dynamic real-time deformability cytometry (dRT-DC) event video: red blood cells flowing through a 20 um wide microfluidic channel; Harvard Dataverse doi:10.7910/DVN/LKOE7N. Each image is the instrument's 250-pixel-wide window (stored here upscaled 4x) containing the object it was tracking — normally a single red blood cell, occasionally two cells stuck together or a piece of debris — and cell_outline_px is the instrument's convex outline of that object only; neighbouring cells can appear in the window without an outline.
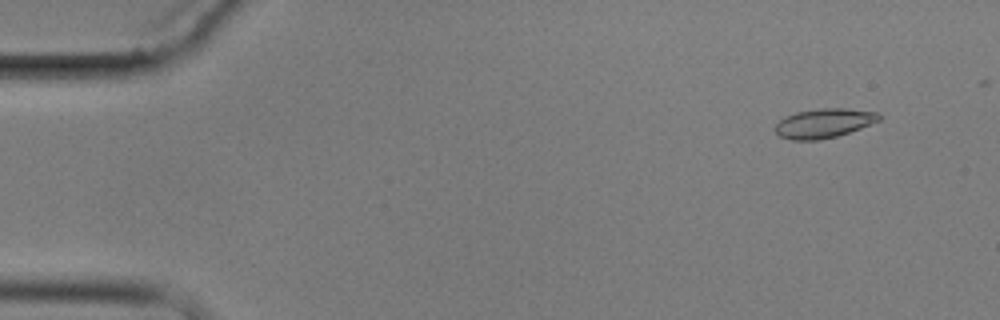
{"species": "common noctule bat (a hibernating species)", "species_latin": "Nyctalus noctula", "temperature_condition": "cold", "stored_images_in_passage": 8, "camera_frame_rate_fps": 3000, "um_per_image_px": 0.085, "animal": {"sex": "male", "body_mass_g": 17.9}, "frame": {"image": 1, "passage_image": 2, "time_ms": 1.0, "image_size_px": [1000, 320], "cell_outline_px": [[880, 120], [860, 128], [836, 136], [816, 140], [792, 140], [780, 136], [776, 132], [776, 124], [784, 116], [796, 112], [820, 108], [844, 108], [880, 112]], "centroid_in_image_um": [70.03, 10.46], "position_along_channel_um": 15.0, "area_um2": 17.63}}
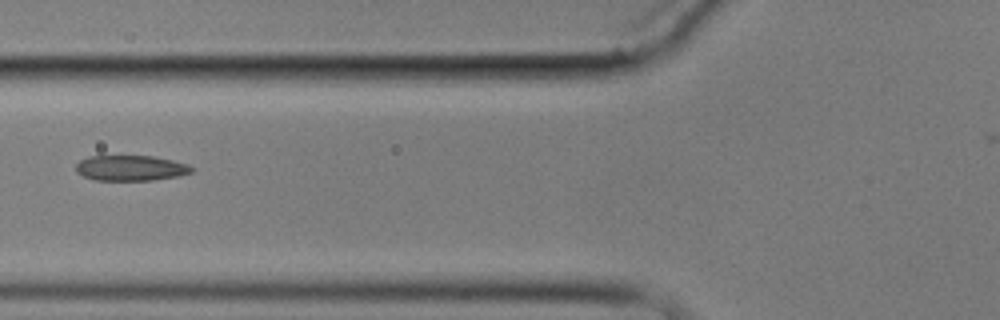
{"frame": {"image": 2, "passage_image": 7, "time_ms": 7.0, "image_size_px": [1000, 320], "cell_outline_px": [[196, 168], [192, 172], [180, 176], [152, 180], [96, 180], [84, 176], [76, 172], [76, 164], [80, 160], [88, 156], [152, 156], [172, 160], [188, 164]], "centroid_in_image_um": [11.14, 14.28], "position_along_channel_um": 114.7, "area_um2": 17.22}}
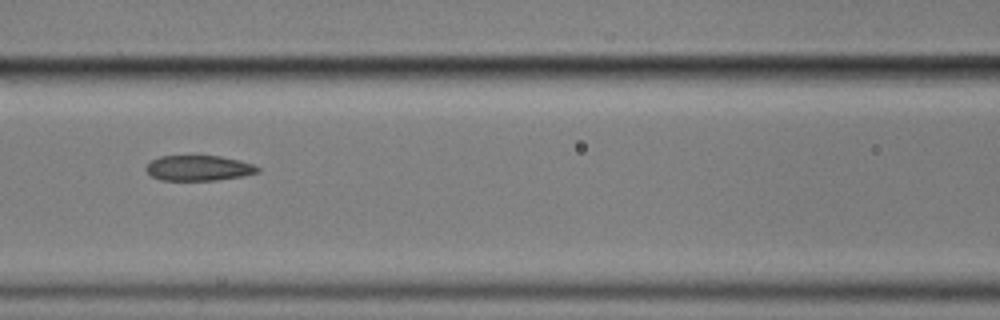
{"frame": {"image": 3, "passage_image": 8, "time_ms": 8.0, "image_size_px": [1000, 320], "cell_outline_px": [[260, 172], [244, 176], [216, 180], [160, 180], [152, 176], [144, 168], [152, 160], [160, 156], [220, 156], [240, 160], [252, 164], [260, 168]], "centroid_in_image_um": [16.91, 14.29], "position_along_channel_um": 149.7, "area_um2": 16.47}}